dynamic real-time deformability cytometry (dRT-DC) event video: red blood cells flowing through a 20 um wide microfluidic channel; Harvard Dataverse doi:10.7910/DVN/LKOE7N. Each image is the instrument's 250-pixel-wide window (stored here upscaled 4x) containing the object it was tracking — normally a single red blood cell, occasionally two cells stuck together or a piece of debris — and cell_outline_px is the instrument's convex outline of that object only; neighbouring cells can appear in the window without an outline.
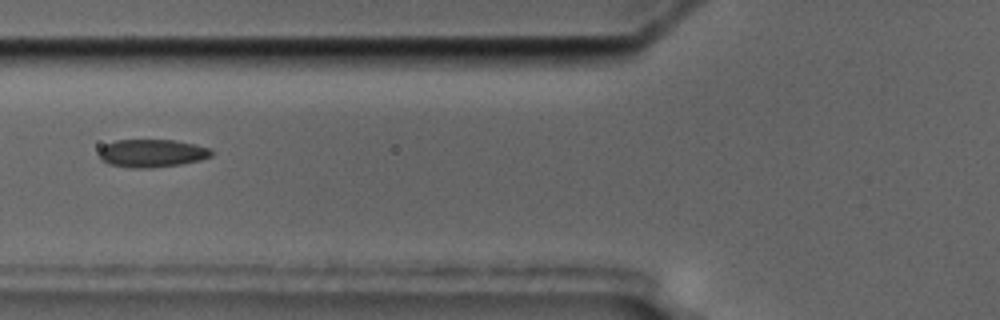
{"species": "common noctule bat (a hibernating species)", "species_latin": "Nyctalus noctula", "temperature_condition": "cold", "stored_images_in_passage": 14, "segment_of_instrument_passage": [2, 2], "camera_frame_rate_fps": 3000, "um_per_image_px": 0.085, "animal": {"sex": "male", "body_mass_g": 17.5, "forearm_length_mm": 52.3}, "frame": {"image": 1, "passage_image": 6, "time_ms": 6.667, "image_size_px": [1000, 320], "cell_outline_px": [[212, 156], [200, 160], [180, 164], [148, 168], [132, 168], [108, 164], [100, 160], [100, 148], [104, 144], [116, 140], [176, 140], [196, 144], [208, 148], [212, 152]], "centroid_in_image_um": [12.89, 13.02], "position_along_channel_um": 112.9, "area_um2": 18.32}}
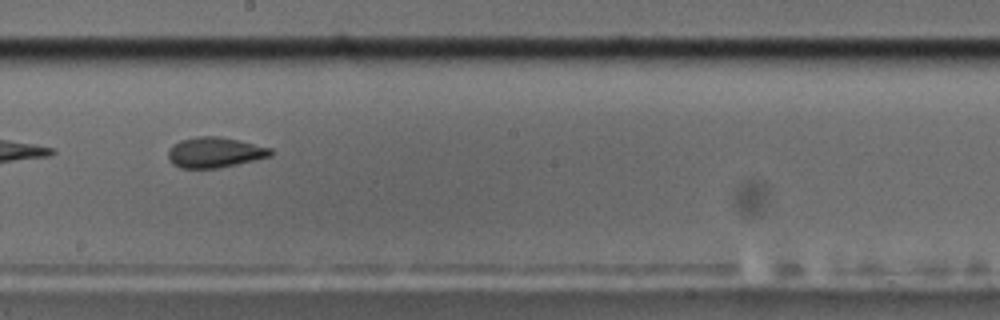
{"frame": {"image": 2, "passage_image": 9, "time_ms": 10.0, "image_size_px": [1000, 320], "cell_outline_px": [[272, 156], [256, 160], [220, 168], [180, 168], [172, 164], [168, 160], [168, 148], [172, 144], [180, 140], [200, 136], [220, 136], [272, 148]], "centroid_in_image_um": [18.23, 12.96], "position_along_channel_um": 230.0, "area_um2": 18.38}}
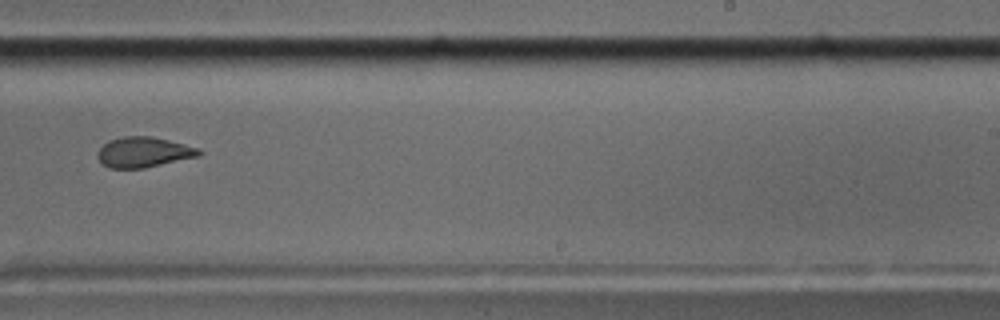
{"frame": {"image": 3, "passage_image": 10, "time_ms": 11.333, "image_size_px": [1000, 320], "cell_outline_px": [[204, 152], [200, 156], [144, 168], [108, 168], [100, 164], [96, 156], [96, 152], [108, 140], [124, 136], [152, 136], [200, 148]], "centroid_in_image_um": [12.19, 12.94], "position_along_channel_um": 276.8, "area_um2": 18.21}}